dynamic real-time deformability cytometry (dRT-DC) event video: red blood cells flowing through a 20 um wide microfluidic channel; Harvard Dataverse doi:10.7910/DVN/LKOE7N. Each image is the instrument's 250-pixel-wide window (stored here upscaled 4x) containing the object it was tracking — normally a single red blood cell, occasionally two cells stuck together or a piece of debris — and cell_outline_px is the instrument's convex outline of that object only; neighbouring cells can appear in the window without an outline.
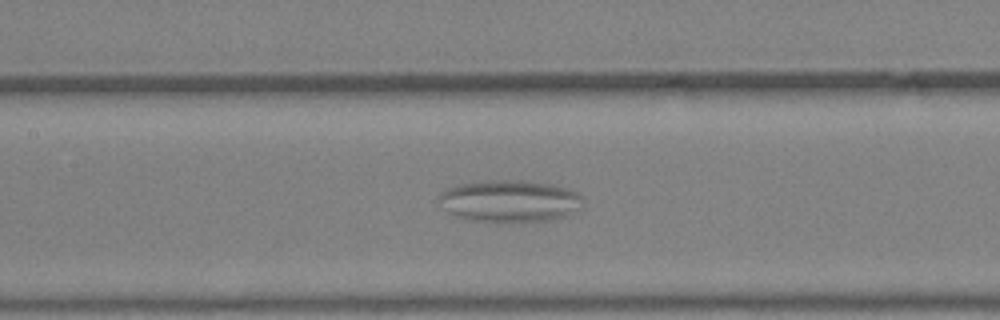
{"species": "Egyptian fruit bat (a non-hibernating species)", "species_latin": "Rousettus aegyptiacus", "temperature_condition": "warm", "stored_images_in_passage": 46, "camera_frame_rate_fps": 3000, "um_per_image_px": 0.085, "animal": {"sex": "female"}, "frame": {"image": 1, "passage_image": 22, "time_ms": 7.0, "image_size_px": [1000, 320], "cell_outline_px": [[584, 200], [580, 212], [560, 220], [520, 224], [496, 224], [472, 220], [456, 216], [440, 208], [436, 200], [436, 196], [440, 192], [448, 188], [460, 184], [484, 180], [528, 180], [552, 184], [568, 188], [576, 192]], "centroid_in_image_um": [43.36, 17.14], "position_along_channel_um": 164.0, "area_um2": 37.4}}
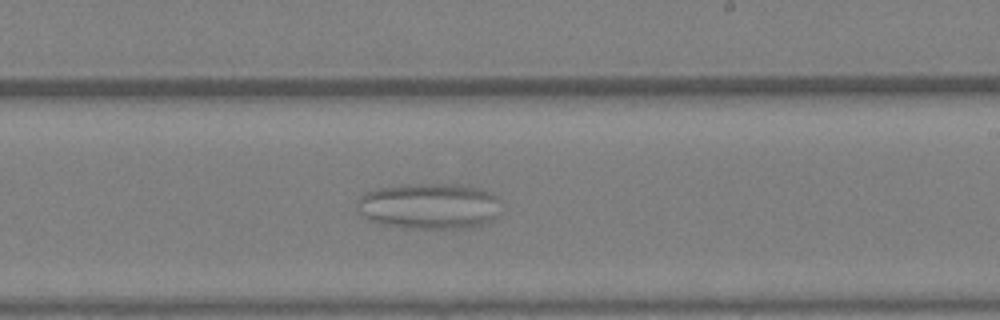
{"frame": {"image": 2, "passage_image": 28, "time_ms": 9.0, "image_size_px": [1000, 320], "cell_outline_px": [[500, 200], [496, 216], [492, 220], [480, 224], [464, 228], [412, 228], [380, 224], [368, 220], [356, 212], [356, 204], [360, 196], [364, 192], [380, 188], [420, 184], [460, 184], [476, 188], [488, 192], [496, 196]], "centroid_in_image_um": [36.43, 17.52], "position_along_channel_um": 252.6, "area_um2": 38.38}}